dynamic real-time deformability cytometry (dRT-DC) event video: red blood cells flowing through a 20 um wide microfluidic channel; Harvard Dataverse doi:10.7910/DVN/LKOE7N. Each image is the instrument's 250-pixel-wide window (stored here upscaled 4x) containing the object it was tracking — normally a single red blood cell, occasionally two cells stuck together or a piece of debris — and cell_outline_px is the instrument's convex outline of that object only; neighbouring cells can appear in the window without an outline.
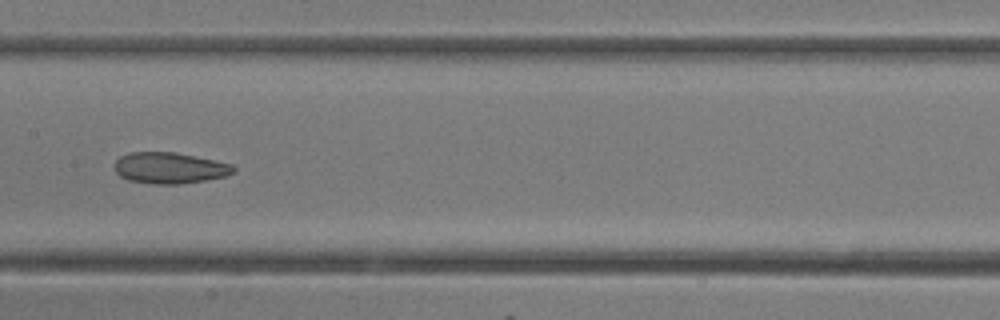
{"species": "common noctule bat (a hibernating species)", "species_latin": "Nyctalus noctula", "temperature_condition": "room temperature", "stored_images_in_passage": 26, "camera_frame_rate_fps": 3000, "um_per_image_px": 0.085, "animal": {"sex": "female"}, "frame": {"image": 1, "passage_image": 12, "time_ms": 3.667, "image_size_px": [1000, 320], "cell_outline_px": [[236, 172], [224, 176], [204, 180], [180, 184], [152, 184], [128, 180], [120, 176], [112, 168], [112, 164], [120, 156], [128, 152], [176, 152], [232, 164], [236, 168]], "centroid_in_image_um": [14.37, 14.27], "position_along_channel_um": 193.0, "area_um2": 21.79}}
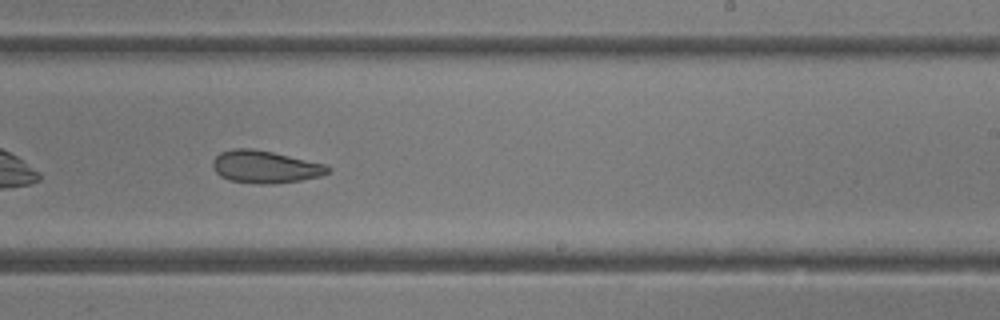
{"frame": {"image": 2, "passage_image": 15, "time_ms": 4.667, "image_size_px": [1000, 320], "cell_outline_px": [[332, 172], [320, 176], [300, 180], [272, 184], [260, 184], [228, 180], [220, 176], [212, 168], [212, 160], [220, 152], [232, 148], [252, 148], [272, 152], [324, 164], [332, 168]], "centroid_in_image_um": [22.51, 14.18], "position_along_channel_um": 266.5, "area_um2": 21.85}}
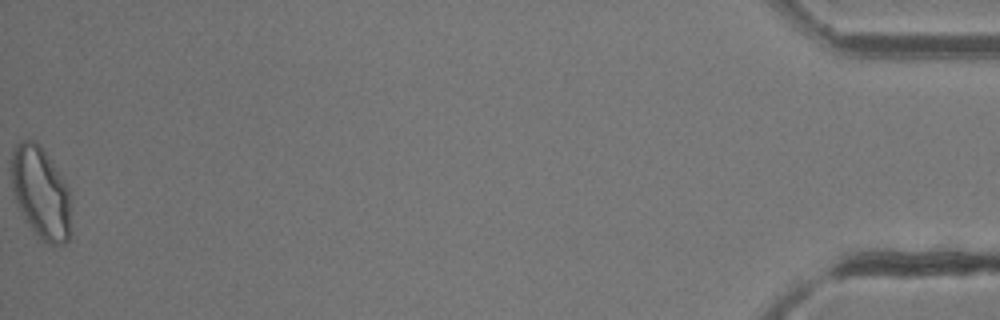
{"frame": {"image": 3, "passage_image": 26, "time_ms": 8.333, "image_size_px": [1000, 320], "cell_outline_px": [[72, 232], [68, 240], [64, 244], [48, 244], [24, 220], [16, 200], [12, 188], [12, 152], [16, 144], [20, 140], [36, 140], [40, 144], [68, 188]], "centroid_in_image_um": [3.48, 16.39], "position_along_channel_um": 431.7, "area_um2": 31.67}}